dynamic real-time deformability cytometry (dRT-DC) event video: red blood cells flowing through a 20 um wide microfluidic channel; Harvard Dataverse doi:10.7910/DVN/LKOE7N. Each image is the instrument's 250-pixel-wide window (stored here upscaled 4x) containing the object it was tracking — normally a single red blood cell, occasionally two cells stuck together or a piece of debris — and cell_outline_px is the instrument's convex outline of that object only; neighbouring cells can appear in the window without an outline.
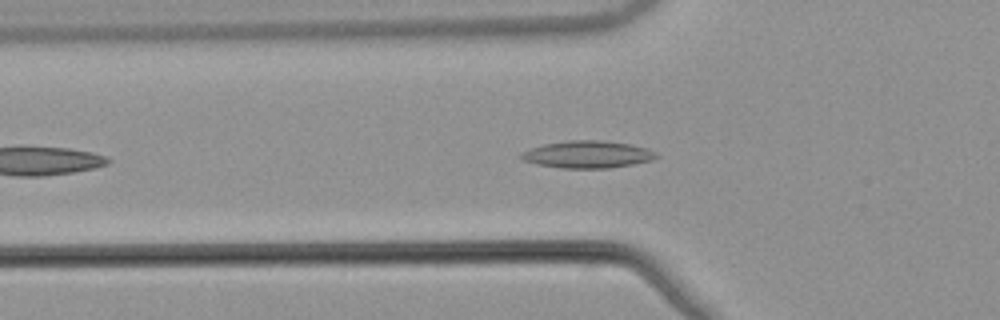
{"species": "common noctule bat (a hibernating species)", "species_latin": "Nyctalus noctula", "temperature_condition": "warm", "stored_images_in_passage": 44, "camera_frame_rate_fps": 3000, "um_per_image_px": 0.085, "animal": {"sex": "male", "body_mass_g": 21.5, "forearm_length_mm": 52.0}, "frame": {"image": 1, "passage_image": 8, "time_ms": 2.333, "image_size_px": [1000, 320], "cell_outline_px": [[660, 156], [652, 160], [632, 164], [608, 168], [560, 168], [536, 164], [524, 160], [520, 156], [524, 152], [532, 148], [544, 144], [568, 140], [600, 140], [632, 144], [648, 148], [656, 152]], "centroid_in_image_um": [50.0, 13.12], "position_along_channel_um": 75.8, "area_um2": 21.39}}
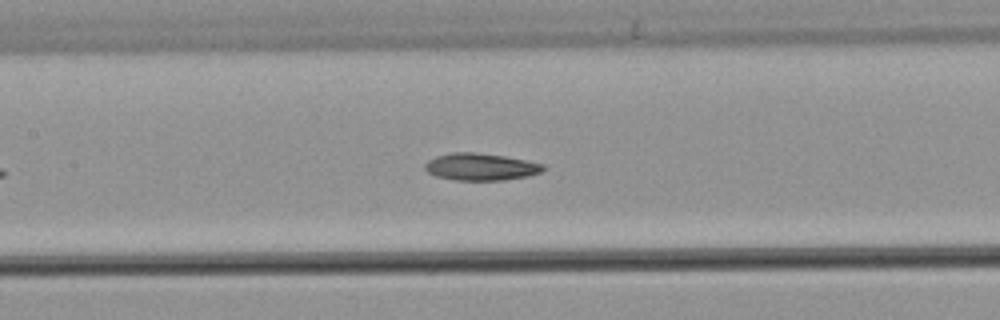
{"frame": {"image": 2, "passage_image": 15, "time_ms": 4.667, "image_size_px": [1000, 320], "cell_outline_px": [[544, 168], [540, 172], [528, 176], [504, 180], [456, 180], [436, 176], [428, 172], [424, 168], [424, 164], [428, 160], [436, 156], [452, 152], [476, 152], [504, 156], [544, 164]], "centroid_in_image_um": [40.83, 14.17], "position_along_channel_um": 166.6, "area_um2": 18.61}}
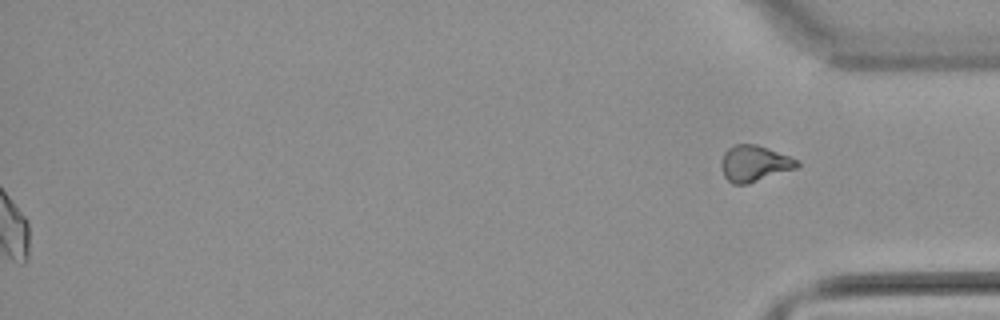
{"frame": {"image": 3, "passage_image": 44, "time_ms": 14.333, "image_size_px": [1000, 320], "cell_outline_px": [[800, 164], [796, 168], [748, 184], [732, 184], [724, 176], [720, 164], [724, 152], [732, 144], [756, 144], [768, 148], [800, 160]], "centroid_in_image_um": [64.11, 13.89], "position_along_channel_um": 371.1, "area_um2": 16.07}}